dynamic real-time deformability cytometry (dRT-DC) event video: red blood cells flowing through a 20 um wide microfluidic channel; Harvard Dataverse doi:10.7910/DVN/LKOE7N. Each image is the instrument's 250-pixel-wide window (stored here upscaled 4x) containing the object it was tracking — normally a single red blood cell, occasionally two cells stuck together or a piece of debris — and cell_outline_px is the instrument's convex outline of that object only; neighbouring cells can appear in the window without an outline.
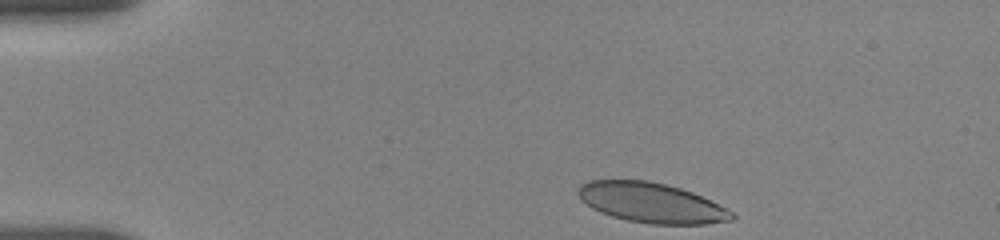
{"species": "human", "species_latin": "Homo sapiens", "temperature_condition": "room temperature", "stored_images_in_passage": 32, "camera_frame_rate_fps": 3000, "um_per_image_px": 0.085, "donor": {"sex": "female"}, "frame": {"image": 1, "passage_image": 1, "time_ms": 0.0, "image_size_px": [1000, 240], "cell_outline_px": [[736, 216], [732, 220], [704, 224], [652, 224], [628, 220], [612, 216], [600, 212], [592, 208], [580, 200], [576, 192], [580, 184], [588, 180], [648, 180], [668, 184], [692, 192], [732, 212]], "centroid_in_image_um": [55.3, 17.22], "position_along_channel_um": 29.7, "area_um2": 35.66}}
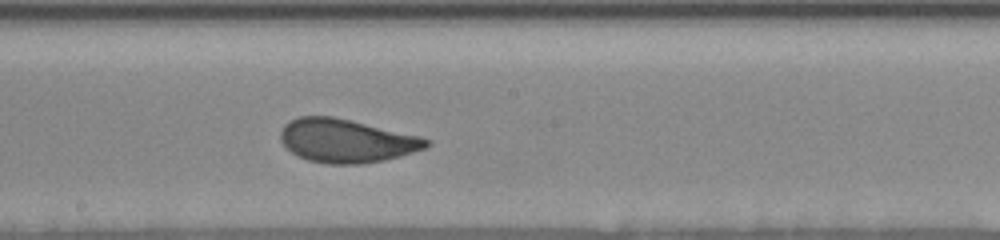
{"frame": {"image": 2, "passage_image": 17, "time_ms": 7.0, "image_size_px": [1000, 240], "cell_outline_px": [[432, 144], [424, 148], [400, 156], [384, 160], [364, 164], [328, 164], [308, 160], [296, 156], [280, 140], [280, 132], [284, 124], [288, 120], [300, 116], [332, 116], [420, 136], [428, 140]], "centroid_in_image_um": [29.4, 11.97], "position_along_channel_um": 218.8, "area_um2": 36.88}}
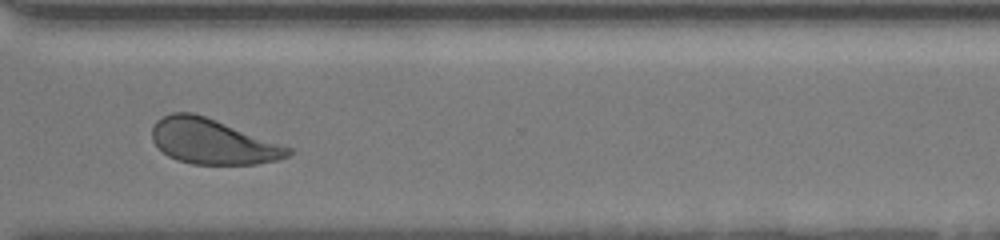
{"frame": {"image": 3, "passage_image": 31, "time_ms": 10.667, "image_size_px": [1000, 240], "cell_outline_px": [[292, 152], [288, 156], [280, 160], [256, 164], [192, 164], [176, 160], [168, 156], [152, 140], [152, 128], [156, 120], [172, 112], [192, 112], [204, 116], [292, 148]], "centroid_in_image_um": [18.06, 12.04], "position_along_channel_um": 352.5, "area_um2": 35.49}}